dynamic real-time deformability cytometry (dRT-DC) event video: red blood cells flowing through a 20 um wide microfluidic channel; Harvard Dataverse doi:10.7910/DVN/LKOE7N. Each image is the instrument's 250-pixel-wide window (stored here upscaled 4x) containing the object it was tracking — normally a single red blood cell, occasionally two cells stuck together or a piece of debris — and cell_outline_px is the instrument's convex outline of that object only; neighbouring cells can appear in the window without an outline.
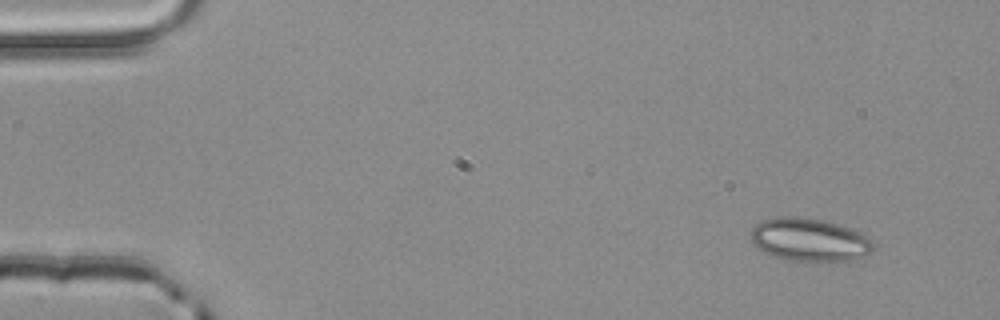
{"species": "common noctule bat (a hibernating species)", "species_latin": "Nyctalus noctula", "temperature_condition": "room temperature", "stored_images_in_passage": 3, "camera_frame_rate_fps": 3000, "um_per_image_px": 0.085, "animal": {"sex": "male", "body_mass_g": 20.4}, "frame": {"image": 1, "passage_image": 1, "time_ms": 0.0, "image_size_px": [1000, 320], "cell_outline_px": [[876, 244], [864, 256], [856, 260], [788, 260], [764, 252], [752, 244], [752, 228], [760, 220], [776, 216], [804, 216], [824, 220], [852, 228], [860, 232]], "centroid_in_image_um": [68.79, 20.34], "position_along_channel_um": 16.2, "area_um2": 30.75}}